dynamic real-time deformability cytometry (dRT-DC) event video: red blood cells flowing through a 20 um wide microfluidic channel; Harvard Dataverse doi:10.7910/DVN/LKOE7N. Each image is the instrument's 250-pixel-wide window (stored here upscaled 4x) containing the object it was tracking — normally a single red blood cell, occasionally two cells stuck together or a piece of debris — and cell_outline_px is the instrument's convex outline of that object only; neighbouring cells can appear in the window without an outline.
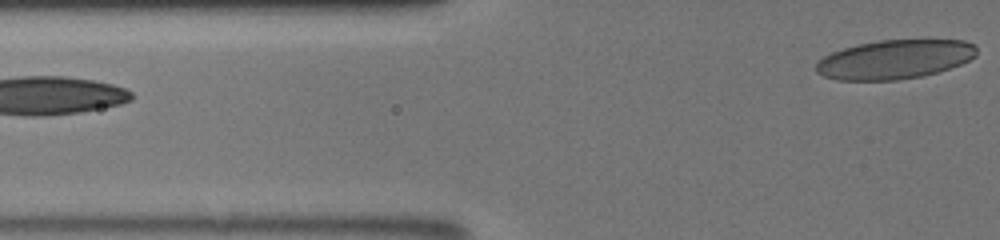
{"species": "human", "species_latin": "Homo sapiens", "temperature_condition": "room temperature", "stored_images_in_passage": 5, "segment_of_instrument_passage": [2, 2], "camera_frame_rate_fps": 3000, "um_per_image_px": 0.085, "donor": {"sex": "male"}, "frame": {"image": 1, "passage_image": 5, "time_ms": 3.0, "image_size_px": [1000, 240], "cell_outline_px": [[976, 56], [960, 64], [924, 76], [896, 80], [836, 80], [824, 76], [816, 72], [816, 64], [824, 56], [832, 52], [844, 48], [860, 44], [880, 40], [964, 40], [976, 44]], "centroid_in_image_um": [76.05, 5.05], "position_along_channel_um": 49.7, "area_um2": 36.41}}